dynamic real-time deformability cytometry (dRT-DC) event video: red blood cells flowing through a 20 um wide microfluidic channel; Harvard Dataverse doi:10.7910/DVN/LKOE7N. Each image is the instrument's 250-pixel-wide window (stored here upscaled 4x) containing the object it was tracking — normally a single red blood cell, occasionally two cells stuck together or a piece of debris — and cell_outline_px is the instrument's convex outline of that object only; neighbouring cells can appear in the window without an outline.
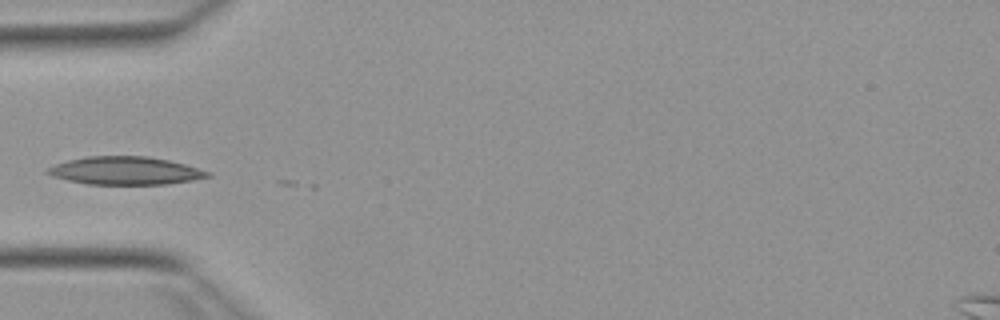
{"species": "Egyptian fruit bat (a non-hibernating species)", "species_latin": "Rousettus aegyptiacus", "temperature_condition": "warm", "stored_images_in_passage": 7, "camera_frame_rate_fps": 3000, "um_per_image_px": 0.085, "animal": {"sex": "female"}, "frame": {"image": 1, "passage_image": 1, "time_ms": 0.0, "image_size_px": [1000, 320], "cell_outline_px": [[212, 176], [192, 180], [168, 184], [88, 184], [68, 180], [52, 176], [44, 172], [48, 168], [56, 164], [68, 160], [88, 156], [148, 156], [168, 160], [184, 164], [212, 172]], "centroid_in_image_um": [10.67, 14.51], "position_along_channel_um": 74.3, "area_um2": 26.01}}
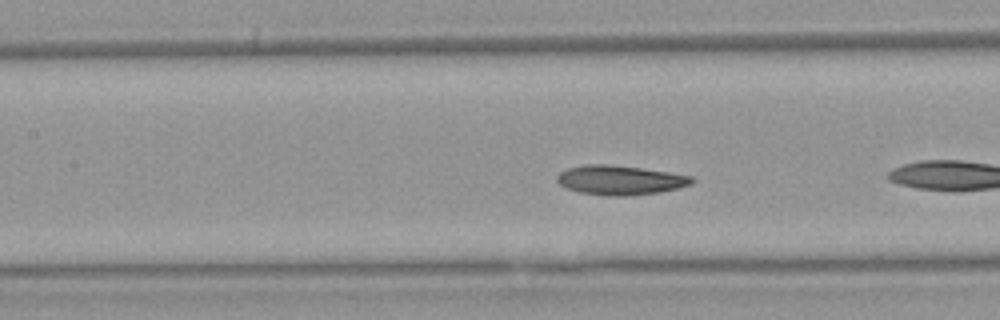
{"frame": {"image": 2, "passage_image": 5, "time_ms": 1.333, "image_size_px": [1000, 320], "cell_outline_px": [[696, 180], [692, 184], [680, 188], [660, 192], [624, 196], [608, 196], [580, 192], [564, 188], [556, 180], [556, 176], [560, 172], [568, 168], [584, 164], [608, 164], [640, 168], [668, 172], [692, 176]], "centroid_in_image_um": [52.71, 15.31], "position_along_channel_um": 154.7, "area_um2": 23.24}}